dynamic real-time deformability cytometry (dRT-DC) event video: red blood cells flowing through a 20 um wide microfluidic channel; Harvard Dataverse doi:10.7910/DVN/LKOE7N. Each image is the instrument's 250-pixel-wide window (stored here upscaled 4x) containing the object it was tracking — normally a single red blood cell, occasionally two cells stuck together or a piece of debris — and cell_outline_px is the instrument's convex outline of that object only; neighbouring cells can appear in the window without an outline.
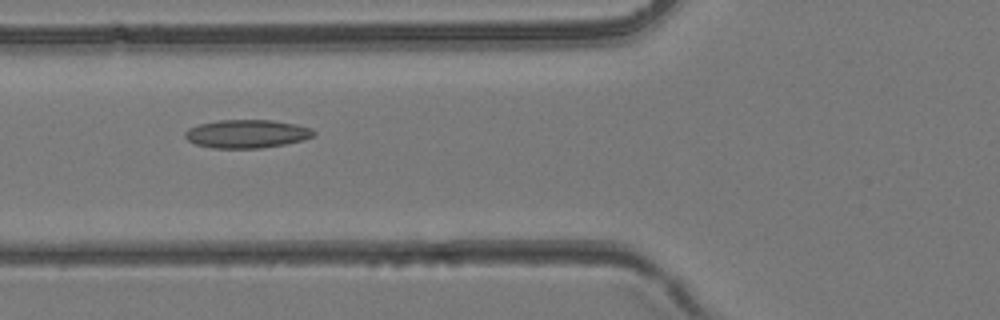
{"species": "common noctule bat (a hibernating species)", "species_latin": "Nyctalus noctula", "temperature_condition": "room temperature", "stored_images_in_passage": 43, "camera_frame_rate_fps": 3000, "um_per_image_px": 0.085, "animal": {"sex": "female", "body_mass_g": 24.6, "forearm_length_mm": 56.2}, "frame": {"image": 1, "passage_image": 17, "time_ms": 5.333, "image_size_px": [1000, 320], "cell_outline_px": [[316, 132], [312, 136], [304, 140], [284, 144], [260, 148], [212, 148], [196, 144], [188, 140], [184, 136], [184, 132], [188, 128], [200, 124], [220, 120], [272, 120], [296, 124], [312, 128]], "centroid_in_image_um": [20.98, 11.37], "position_along_channel_um": 104.8, "area_um2": 21.21}}
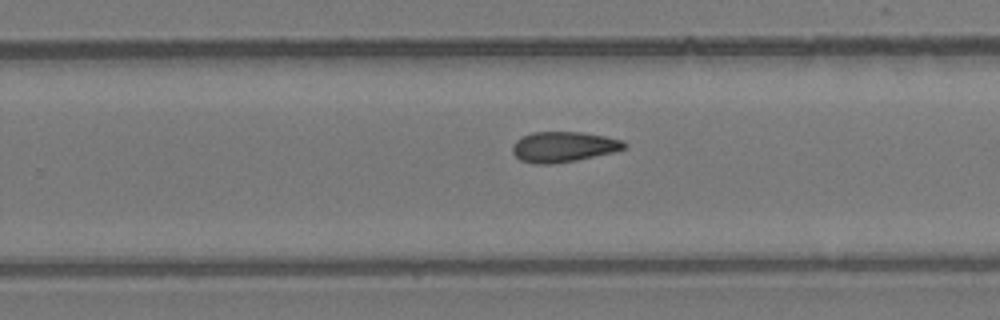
{"frame": {"image": 2, "passage_image": 28, "time_ms": 9.0, "image_size_px": [1000, 320], "cell_outline_px": [[628, 144], [624, 148], [616, 152], [576, 160], [552, 164], [532, 164], [520, 160], [512, 152], [512, 144], [516, 140], [532, 132], [580, 132], [604, 136], [624, 140]], "centroid_in_image_um": [47.9, 12.49], "position_along_channel_um": 281.9, "area_um2": 19.94}}
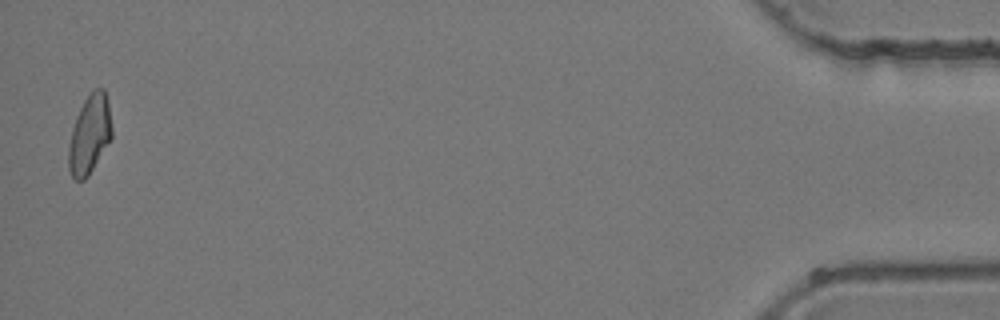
{"frame": {"image": 3, "passage_image": 43, "time_ms": 14.0, "image_size_px": [1000, 320], "cell_outline_px": [[112, 136], [88, 176], [84, 180], [76, 180], [72, 176], [68, 168], [68, 148], [72, 128], [76, 116], [84, 100], [96, 88], [104, 88], [108, 104], [112, 128]], "centroid_in_image_um": [7.6, 11.44], "position_along_channel_um": 427.6, "area_um2": 19.59}}